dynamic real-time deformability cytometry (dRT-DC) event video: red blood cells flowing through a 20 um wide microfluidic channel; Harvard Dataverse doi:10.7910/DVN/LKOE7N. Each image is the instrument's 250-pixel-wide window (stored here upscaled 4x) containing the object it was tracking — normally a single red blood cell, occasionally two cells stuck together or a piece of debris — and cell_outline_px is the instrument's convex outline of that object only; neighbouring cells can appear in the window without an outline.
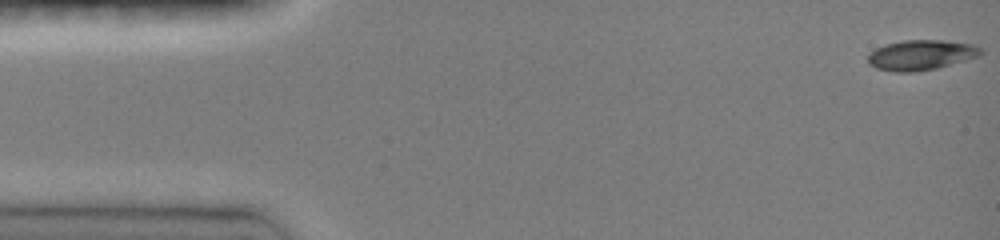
{"species": "common noctule bat (a hibernating species)", "species_latin": "Nyctalus noctula", "temperature_condition": "room temperature", "stored_images_in_passage": 47, "camera_frame_rate_fps": 3000, "um_per_image_px": 0.085, "animal": {"sex": "female", "body_mass_g": 19.0, "forearm_length_mm": 51.5}, "frame": {"image": 1, "passage_image": 1, "time_ms": 0.0, "image_size_px": [1000, 240], "cell_outline_px": [[984, 52], [980, 56], [936, 68], [912, 72], [896, 72], [876, 68], [868, 64], [868, 56], [876, 48], [884, 44], [904, 40], [940, 40], [972, 44], [980, 48]], "centroid_in_image_um": [78.28, 4.67], "position_along_channel_um": 6.7, "area_um2": 19.71}}
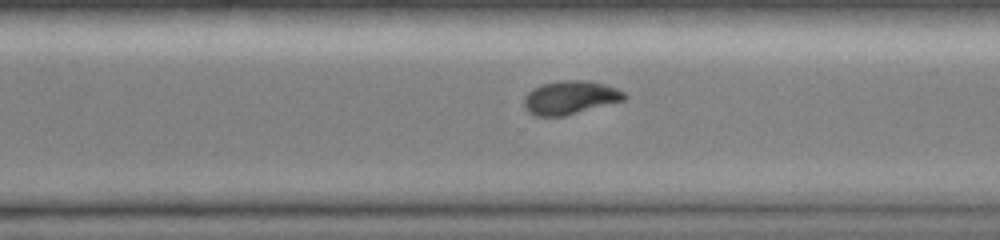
{"frame": {"image": 2, "passage_image": 33, "time_ms": 10.667, "image_size_px": [1000, 240], "cell_outline_px": [[628, 96], [624, 100], [564, 116], [536, 116], [528, 112], [524, 108], [524, 96], [532, 88], [540, 84], [560, 80], [588, 80], [604, 84], [616, 88], [624, 92]], "centroid_in_image_um": [48.43, 8.28], "position_along_channel_um": 322.2, "area_um2": 19.71}}
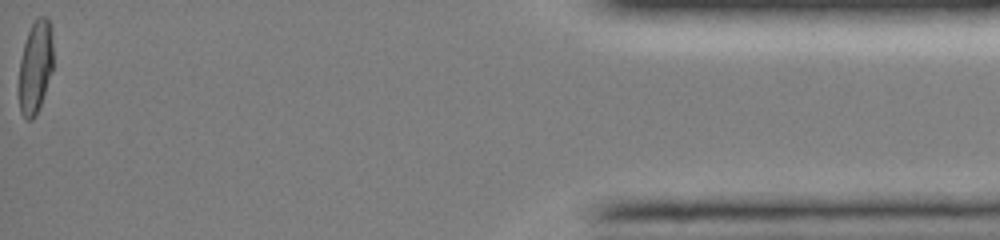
{"frame": {"image": 3, "passage_image": 47, "time_ms": 15.333, "image_size_px": [1000, 240], "cell_outline_px": [[52, 68], [36, 116], [32, 120], [24, 120], [20, 112], [20, 60], [24, 44], [28, 32], [36, 16], [48, 16], [52, 28]], "centroid_in_image_um": [3.01, 5.64], "position_along_channel_um": 432.2, "area_um2": 18.32}, "authors_computed_cell_mechanics": {"area_um2": 19.7098, "velocity_mm_per_s": 4.1173, "shape_relaxation_time_tau1_ms": 6.3722, "shape_relaxation_time_tau2_ms": 3.0864, "deformation_change_tau1": 0.215, "deformation_change_tau2": 0.0434}}